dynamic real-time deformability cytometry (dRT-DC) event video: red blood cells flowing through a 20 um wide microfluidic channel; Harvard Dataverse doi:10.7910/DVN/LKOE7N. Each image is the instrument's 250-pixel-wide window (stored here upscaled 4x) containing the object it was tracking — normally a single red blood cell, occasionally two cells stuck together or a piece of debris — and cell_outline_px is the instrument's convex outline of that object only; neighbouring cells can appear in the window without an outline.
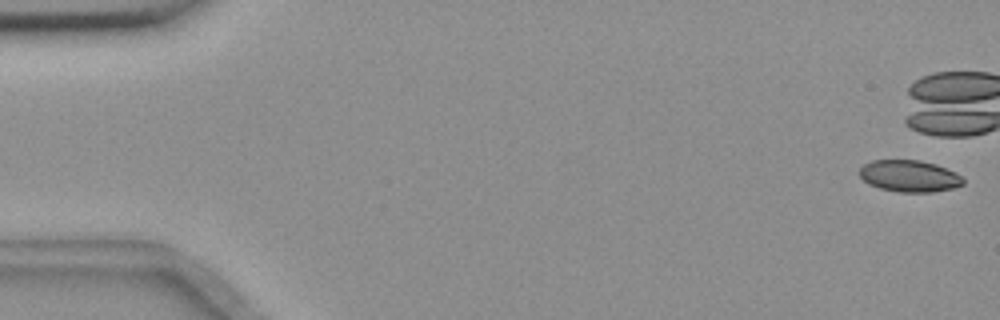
{"species": "common noctule bat (a hibernating species)", "species_latin": "Nyctalus noctula", "temperature_condition": "room temperature", "stored_images_in_passage": 9, "camera_frame_rate_fps": 3000, "um_per_image_px": 0.085, "animal": {"sex": "female", "body_mass_g": 18.4}, "frame": {"image": 1, "passage_image": 1, "time_ms": 0.0, "image_size_px": [1000, 320], "cell_outline_px": [[964, 184], [952, 188], [932, 192], [896, 192], [880, 188], [868, 184], [856, 172], [864, 164], [872, 160], [920, 160], [936, 164], [956, 172], [964, 180]], "centroid_in_image_um": [77.27, 14.96], "position_along_channel_um": 7.7, "area_um2": 19.31}}